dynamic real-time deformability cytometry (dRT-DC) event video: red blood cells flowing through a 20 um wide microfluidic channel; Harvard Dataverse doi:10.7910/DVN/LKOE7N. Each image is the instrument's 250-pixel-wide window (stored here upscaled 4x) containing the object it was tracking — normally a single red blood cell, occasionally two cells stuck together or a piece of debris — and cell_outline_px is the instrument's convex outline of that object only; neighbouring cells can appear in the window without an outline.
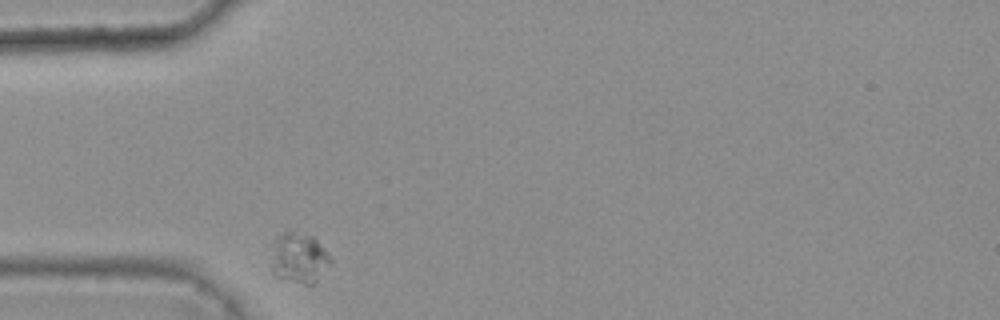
{"species": "common noctule bat (a hibernating species)", "species_latin": "Nyctalus noctula", "temperature_condition": "warm", "stored_images_in_passage": 2, "camera_frame_rate_fps": 3000, "um_per_image_px": 0.085, "animal": {"sex": "female", "body_mass_g": 25.1}, "frame": {"image": 1, "passage_image": 1, "time_ms": 0.0, "image_size_px": [1000, 320], "cell_outline_px": [[332, 260], [316, 280], [312, 284], [304, 284], [272, 276], [272, 264], [276, 240], [288, 228], [312, 236], [316, 240]], "centroid_in_image_um": [25.4, 21.92], "position_along_channel_um": 59.6, "area_um2": 16.94}}